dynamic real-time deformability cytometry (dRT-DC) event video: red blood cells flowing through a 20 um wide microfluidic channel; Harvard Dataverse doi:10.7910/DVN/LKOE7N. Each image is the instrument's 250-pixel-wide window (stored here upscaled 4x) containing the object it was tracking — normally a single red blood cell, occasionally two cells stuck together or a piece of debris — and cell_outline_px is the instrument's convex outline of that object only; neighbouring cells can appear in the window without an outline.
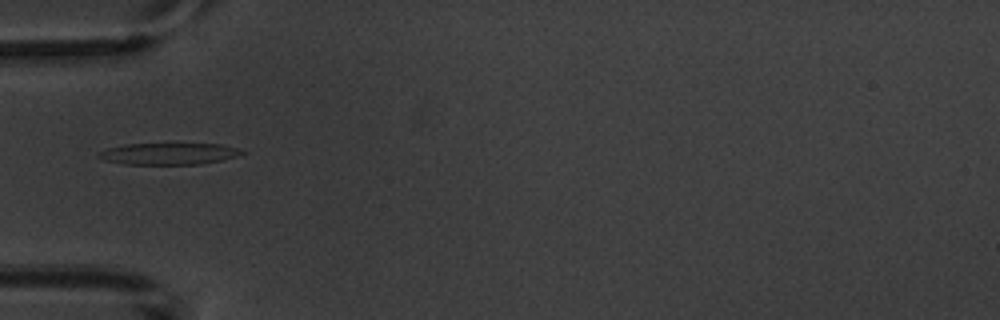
{"species": "common noctule bat (a hibernating species)", "species_latin": "Nyctalus noctula", "temperature_condition": "warm", "stored_images_in_passage": 2, "camera_frame_rate_fps": 3000, "um_per_image_px": 0.085, "animal": {"sex": "male", "body_mass_g": 20.1, "forearm_length_mm": 53.5}, "frame": {"image": 1, "passage_image": 2, "time_ms": 1.0, "image_size_px": [1000, 320], "cell_outline_px": [[248, 152], [236, 156], [220, 160], [200, 164], [124, 164], [104, 160], [96, 156], [100, 152], [108, 148], [124, 144], [172, 140], [176, 140], [220, 144], [236, 148]], "centroid_in_image_um": [14.35, 13.0], "position_along_channel_um": 70.6, "area_um2": 19.31}}